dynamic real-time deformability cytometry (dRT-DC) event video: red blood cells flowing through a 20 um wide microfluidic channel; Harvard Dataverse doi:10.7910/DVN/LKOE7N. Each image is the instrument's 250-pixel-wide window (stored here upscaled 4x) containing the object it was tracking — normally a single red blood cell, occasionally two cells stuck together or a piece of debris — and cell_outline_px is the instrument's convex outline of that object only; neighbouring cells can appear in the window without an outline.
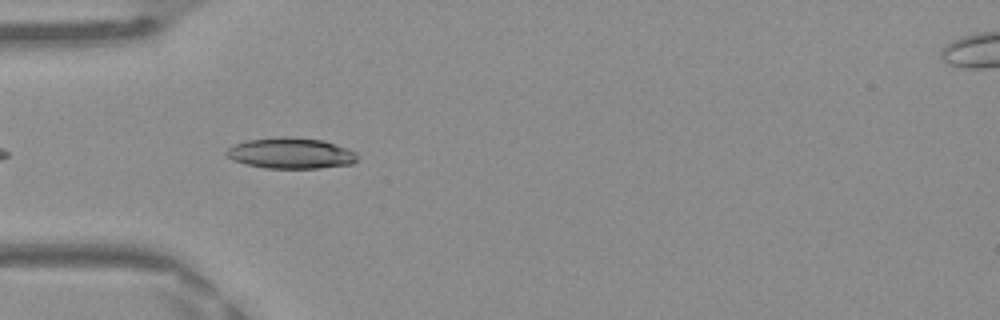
{"species": "Egyptian fruit bat (a non-hibernating species)", "species_latin": "Rousettus aegyptiacus", "temperature_condition": "warm", "stored_images_in_passage": 18, "camera_frame_rate_fps": 3000, "um_per_image_px": 0.085, "frame": {"image": 1, "passage_image": 3, "time_ms": 0.667, "image_size_px": [1000, 320], "cell_outline_px": [[360, 156], [352, 164], [320, 168], [264, 168], [232, 160], [224, 152], [228, 148], [236, 144], [248, 140], [324, 140], [348, 148], [356, 152]], "centroid_in_image_um": [24.79, 13.08], "position_along_channel_um": 60.2, "area_um2": 22.48}}
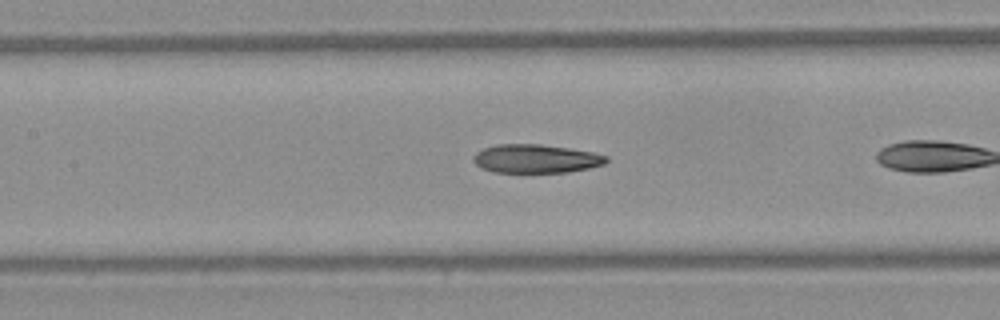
{"frame": {"image": 2, "passage_image": 8, "time_ms": 2.333, "image_size_px": [1000, 320], "cell_outline_px": [[608, 160], [604, 164], [588, 168], [568, 172], [492, 172], [480, 168], [472, 160], [472, 156], [476, 152], [484, 148], [496, 144], [540, 144], [568, 148], [592, 152], [608, 156]], "centroid_in_image_um": [45.51, 13.49], "position_along_channel_um": 161.9, "area_um2": 22.2}}